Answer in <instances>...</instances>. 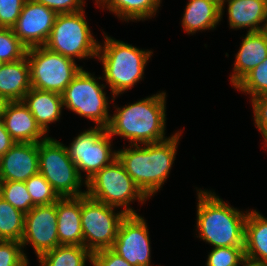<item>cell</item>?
I'll use <instances>...</instances> for the list:
<instances>
[{
  "mask_svg": "<svg viewBox=\"0 0 267 266\" xmlns=\"http://www.w3.org/2000/svg\"><path fill=\"white\" fill-rule=\"evenodd\" d=\"M181 133L161 142L130 145L116 151L127 174L148 198L160 190L170 174Z\"/></svg>",
  "mask_w": 267,
  "mask_h": 266,
  "instance_id": "1",
  "label": "cell"
},
{
  "mask_svg": "<svg viewBox=\"0 0 267 266\" xmlns=\"http://www.w3.org/2000/svg\"><path fill=\"white\" fill-rule=\"evenodd\" d=\"M241 265H243V266H265V265L260 264L259 262L252 261V260H249V259H247V258H245V259L241 262Z\"/></svg>",
  "mask_w": 267,
  "mask_h": 266,
  "instance_id": "39",
  "label": "cell"
},
{
  "mask_svg": "<svg viewBox=\"0 0 267 266\" xmlns=\"http://www.w3.org/2000/svg\"><path fill=\"white\" fill-rule=\"evenodd\" d=\"M39 173L51 184L60 198L80 197L83 180L68 150L60 141L48 137L38 143ZM81 190V191H80Z\"/></svg>",
  "mask_w": 267,
  "mask_h": 266,
  "instance_id": "6",
  "label": "cell"
},
{
  "mask_svg": "<svg viewBox=\"0 0 267 266\" xmlns=\"http://www.w3.org/2000/svg\"><path fill=\"white\" fill-rule=\"evenodd\" d=\"M214 1H216L218 4L222 5L225 0H214Z\"/></svg>",
  "mask_w": 267,
  "mask_h": 266,
  "instance_id": "40",
  "label": "cell"
},
{
  "mask_svg": "<svg viewBox=\"0 0 267 266\" xmlns=\"http://www.w3.org/2000/svg\"><path fill=\"white\" fill-rule=\"evenodd\" d=\"M110 140L111 136L106 128L95 126L81 132L66 147L80 176V170L86 172L85 185L92 176L117 158V152L111 149Z\"/></svg>",
  "mask_w": 267,
  "mask_h": 266,
  "instance_id": "11",
  "label": "cell"
},
{
  "mask_svg": "<svg viewBox=\"0 0 267 266\" xmlns=\"http://www.w3.org/2000/svg\"><path fill=\"white\" fill-rule=\"evenodd\" d=\"M84 14V10L58 14L45 47L74 61L75 57H97L99 43L91 34Z\"/></svg>",
  "mask_w": 267,
  "mask_h": 266,
  "instance_id": "7",
  "label": "cell"
},
{
  "mask_svg": "<svg viewBox=\"0 0 267 266\" xmlns=\"http://www.w3.org/2000/svg\"><path fill=\"white\" fill-rule=\"evenodd\" d=\"M115 208L87 194L81 196L83 246L91 253L112 248L120 222L126 216L123 210L116 213Z\"/></svg>",
  "mask_w": 267,
  "mask_h": 266,
  "instance_id": "10",
  "label": "cell"
},
{
  "mask_svg": "<svg viewBox=\"0 0 267 266\" xmlns=\"http://www.w3.org/2000/svg\"><path fill=\"white\" fill-rule=\"evenodd\" d=\"M57 15L41 3L26 0L12 30L27 49L45 46Z\"/></svg>",
  "mask_w": 267,
  "mask_h": 266,
  "instance_id": "14",
  "label": "cell"
},
{
  "mask_svg": "<svg viewBox=\"0 0 267 266\" xmlns=\"http://www.w3.org/2000/svg\"><path fill=\"white\" fill-rule=\"evenodd\" d=\"M38 260L41 266H86L87 260L92 261V253L84 246L59 245Z\"/></svg>",
  "mask_w": 267,
  "mask_h": 266,
  "instance_id": "25",
  "label": "cell"
},
{
  "mask_svg": "<svg viewBox=\"0 0 267 266\" xmlns=\"http://www.w3.org/2000/svg\"><path fill=\"white\" fill-rule=\"evenodd\" d=\"M41 3L57 14L75 13L83 10L84 0H33ZM84 4V5H83Z\"/></svg>",
  "mask_w": 267,
  "mask_h": 266,
  "instance_id": "35",
  "label": "cell"
},
{
  "mask_svg": "<svg viewBox=\"0 0 267 266\" xmlns=\"http://www.w3.org/2000/svg\"><path fill=\"white\" fill-rule=\"evenodd\" d=\"M244 259V247H216L209 253L206 266H239Z\"/></svg>",
  "mask_w": 267,
  "mask_h": 266,
  "instance_id": "31",
  "label": "cell"
},
{
  "mask_svg": "<svg viewBox=\"0 0 267 266\" xmlns=\"http://www.w3.org/2000/svg\"><path fill=\"white\" fill-rule=\"evenodd\" d=\"M56 211L59 245L83 246L81 196L60 198Z\"/></svg>",
  "mask_w": 267,
  "mask_h": 266,
  "instance_id": "19",
  "label": "cell"
},
{
  "mask_svg": "<svg viewBox=\"0 0 267 266\" xmlns=\"http://www.w3.org/2000/svg\"><path fill=\"white\" fill-rule=\"evenodd\" d=\"M104 36L105 41L103 46L99 43L97 57L103 64L104 80L114 101L116 96L143 79L144 69L153 52Z\"/></svg>",
  "mask_w": 267,
  "mask_h": 266,
  "instance_id": "4",
  "label": "cell"
},
{
  "mask_svg": "<svg viewBox=\"0 0 267 266\" xmlns=\"http://www.w3.org/2000/svg\"><path fill=\"white\" fill-rule=\"evenodd\" d=\"M267 58V33L247 32L236 54L231 83L235 87L248 73Z\"/></svg>",
  "mask_w": 267,
  "mask_h": 266,
  "instance_id": "17",
  "label": "cell"
},
{
  "mask_svg": "<svg viewBox=\"0 0 267 266\" xmlns=\"http://www.w3.org/2000/svg\"><path fill=\"white\" fill-rule=\"evenodd\" d=\"M22 101L45 133H48L50 123L60 119L64 107L61 94L35 88H31Z\"/></svg>",
  "mask_w": 267,
  "mask_h": 266,
  "instance_id": "20",
  "label": "cell"
},
{
  "mask_svg": "<svg viewBox=\"0 0 267 266\" xmlns=\"http://www.w3.org/2000/svg\"><path fill=\"white\" fill-rule=\"evenodd\" d=\"M146 221L138 214L121 220L112 250L134 266H152L150 238Z\"/></svg>",
  "mask_w": 267,
  "mask_h": 266,
  "instance_id": "12",
  "label": "cell"
},
{
  "mask_svg": "<svg viewBox=\"0 0 267 266\" xmlns=\"http://www.w3.org/2000/svg\"><path fill=\"white\" fill-rule=\"evenodd\" d=\"M25 214L0 197V240L21 242Z\"/></svg>",
  "mask_w": 267,
  "mask_h": 266,
  "instance_id": "26",
  "label": "cell"
},
{
  "mask_svg": "<svg viewBox=\"0 0 267 266\" xmlns=\"http://www.w3.org/2000/svg\"><path fill=\"white\" fill-rule=\"evenodd\" d=\"M96 79L101 77L95 78L82 68L62 92L63 106L95 122L96 126L107 128L110 116L108 97L103 91L106 86Z\"/></svg>",
  "mask_w": 267,
  "mask_h": 266,
  "instance_id": "9",
  "label": "cell"
},
{
  "mask_svg": "<svg viewBox=\"0 0 267 266\" xmlns=\"http://www.w3.org/2000/svg\"><path fill=\"white\" fill-rule=\"evenodd\" d=\"M16 142L11 138L10 134L6 131L2 120L0 119V157L9 151V149Z\"/></svg>",
  "mask_w": 267,
  "mask_h": 266,
  "instance_id": "37",
  "label": "cell"
},
{
  "mask_svg": "<svg viewBox=\"0 0 267 266\" xmlns=\"http://www.w3.org/2000/svg\"><path fill=\"white\" fill-rule=\"evenodd\" d=\"M1 120L16 143H39L48 138L23 101H10Z\"/></svg>",
  "mask_w": 267,
  "mask_h": 266,
  "instance_id": "16",
  "label": "cell"
},
{
  "mask_svg": "<svg viewBox=\"0 0 267 266\" xmlns=\"http://www.w3.org/2000/svg\"><path fill=\"white\" fill-rule=\"evenodd\" d=\"M5 63L3 61L0 60V70L2 68V66L4 65Z\"/></svg>",
  "mask_w": 267,
  "mask_h": 266,
  "instance_id": "41",
  "label": "cell"
},
{
  "mask_svg": "<svg viewBox=\"0 0 267 266\" xmlns=\"http://www.w3.org/2000/svg\"><path fill=\"white\" fill-rule=\"evenodd\" d=\"M86 186L89 197L108 206L125 207V214H138L130 207L133 200L143 204L148 199L127 174L118 158L92 176Z\"/></svg>",
  "mask_w": 267,
  "mask_h": 266,
  "instance_id": "5",
  "label": "cell"
},
{
  "mask_svg": "<svg viewBox=\"0 0 267 266\" xmlns=\"http://www.w3.org/2000/svg\"><path fill=\"white\" fill-rule=\"evenodd\" d=\"M235 88L250 94L251 99L267 93V58L248 73Z\"/></svg>",
  "mask_w": 267,
  "mask_h": 266,
  "instance_id": "29",
  "label": "cell"
},
{
  "mask_svg": "<svg viewBox=\"0 0 267 266\" xmlns=\"http://www.w3.org/2000/svg\"><path fill=\"white\" fill-rule=\"evenodd\" d=\"M1 181L25 182L39 173L38 143H15L0 157Z\"/></svg>",
  "mask_w": 267,
  "mask_h": 266,
  "instance_id": "15",
  "label": "cell"
},
{
  "mask_svg": "<svg viewBox=\"0 0 267 266\" xmlns=\"http://www.w3.org/2000/svg\"><path fill=\"white\" fill-rule=\"evenodd\" d=\"M10 101L3 95L0 94V119L6 111V108Z\"/></svg>",
  "mask_w": 267,
  "mask_h": 266,
  "instance_id": "38",
  "label": "cell"
},
{
  "mask_svg": "<svg viewBox=\"0 0 267 266\" xmlns=\"http://www.w3.org/2000/svg\"><path fill=\"white\" fill-rule=\"evenodd\" d=\"M245 258L267 266V218L258 211L248 212L244 235Z\"/></svg>",
  "mask_w": 267,
  "mask_h": 266,
  "instance_id": "22",
  "label": "cell"
},
{
  "mask_svg": "<svg viewBox=\"0 0 267 266\" xmlns=\"http://www.w3.org/2000/svg\"><path fill=\"white\" fill-rule=\"evenodd\" d=\"M26 0H0V27L12 28Z\"/></svg>",
  "mask_w": 267,
  "mask_h": 266,
  "instance_id": "33",
  "label": "cell"
},
{
  "mask_svg": "<svg viewBox=\"0 0 267 266\" xmlns=\"http://www.w3.org/2000/svg\"><path fill=\"white\" fill-rule=\"evenodd\" d=\"M93 266H134L129 264L111 248L92 253Z\"/></svg>",
  "mask_w": 267,
  "mask_h": 266,
  "instance_id": "36",
  "label": "cell"
},
{
  "mask_svg": "<svg viewBox=\"0 0 267 266\" xmlns=\"http://www.w3.org/2000/svg\"><path fill=\"white\" fill-rule=\"evenodd\" d=\"M21 242L0 240V266H28Z\"/></svg>",
  "mask_w": 267,
  "mask_h": 266,
  "instance_id": "32",
  "label": "cell"
},
{
  "mask_svg": "<svg viewBox=\"0 0 267 266\" xmlns=\"http://www.w3.org/2000/svg\"><path fill=\"white\" fill-rule=\"evenodd\" d=\"M228 2V20L232 29L249 28L247 32L263 31L267 23V0H225ZM261 23L262 26H259Z\"/></svg>",
  "mask_w": 267,
  "mask_h": 266,
  "instance_id": "18",
  "label": "cell"
},
{
  "mask_svg": "<svg viewBox=\"0 0 267 266\" xmlns=\"http://www.w3.org/2000/svg\"><path fill=\"white\" fill-rule=\"evenodd\" d=\"M32 88L30 68L26 55L17 61L5 63L0 70V94L9 101H22Z\"/></svg>",
  "mask_w": 267,
  "mask_h": 266,
  "instance_id": "21",
  "label": "cell"
},
{
  "mask_svg": "<svg viewBox=\"0 0 267 266\" xmlns=\"http://www.w3.org/2000/svg\"><path fill=\"white\" fill-rule=\"evenodd\" d=\"M0 197L24 214L33 208V202L25 182L1 181Z\"/></svg>",
  "mask_w": 267,
  "mask_h": 266,
  "instance_id": "27",
  "label": "cell"
},
{
  "mask_svg": "<svg viewBox=\"0 0 267 266\" xmlns=\"http://www.w3.org/2000/svg\"><path fill=\"white\" fill-rule=\"evenodd\" d=\"M27 48L15 36L12 28L0 27V60L4 63L22 59Z\"/></svg>",
  "mask_w": 267,
  "mask_h": 266,
  "instance_id": "30",
  "label": "cell"
},
{
  "mask_svg": "<svg viewBox=\"0 0 267 266\" xmlns=\"http://www.w3.org/2000/svg\"><path fill=\"white\" fill-rule=\"evenodd\" d=\"M166 92L139 100L133 104L116 108L107 126L112 137L119 135L128 139L131 145L157 143L165 137Z\"/></svg>",
  "mask_w": 267,
  "mask_h": 266,
  "instance_id": "2",
  "label": "cell"
},
{
  "mask_svg": "<svg viewBox=\"0 0 267 266\" xmlns=\"http://www.w3.org/2000/svg\"><path fill=\"white\" fill-rule=\"evenodd\" d=\"M199 238L216 247H244L247 212L225 203L215 192L197 190Z\"/></svg>",
  "mask_w": 267,
  "mask_h": 266,
  "instance_id": "3",
  "label": "cell"
},
{
  "mask_svg": "<svg viewBox=\"0 0 267 266\" xmlns=\"http://www.w3.org/2000/svg\"><path fill=\"white\" fill-rule=\"evenodd\" d=\"M32 88L62 94L83 68L76 62L45 46L27 49Z\"/></svg>",
  "mask_w": 267,
  "mask_h": 266,
  "instance_id": "8",
  "label": "cell"
},
{
  "mask_svg": "<svg viewBox=\"0 0 267 266\" xmlns=\"http://www.w3.org/2000/svg\"><path fill=\"white\" fill-rule=\"evenodd\" d=\"M99 7H107L112 13L116 14L122 20H145L153 17L161 0H98Z\"/></svg>",
  "mask_w": 267,
  "mask_h": 266,
  "instance_id": "24",
  "label": "cell"
},
{
  "mask_svg": "<svg viewBox=\"0 0 267 266\" xmlns=\"http://www.w3.org/2000/svg\"><path fill=\"white\" fill-rule=\"evenodd\" d=\"M29 195L31 196L33 207L49 205L57 202L60 197L54 191L51 184L40 173L31 176L25 181Z\"/></svg>",
  "mask_w": 267,
  "mask_h": 266,
  "instance_id": "28",
  "label": "cell"
},
{
  "mask_svg": "<svg viewBox=\"0 0 267 266\" xmlns=\"http://www.w3.org/2000/svg\"><path fill=\"white\" fill-rule=\"evenodd\" d=\"M221 21V5L214 0H189L182 19L188 34L199 30L214 29Z\"/></svg>",
  "mask_w": 267,
  "mask_h": 266,
  "instance_id": "23",
  "label": "cell"
},
{
  "mask_svg": "<svg viewBox=\"0 0 267 266\" xmlns=\"http://www.w3.org/2000/svg\"><path fill=\"white\" fill-rule=\"evenodd\" d=\"M57 229L56 202L33 207L25 214L22 248L24 249L28 243L31 244L39 259L46 252L59 246Z\"/></svg>",
  "mask_w": 267,
  "mask_h": 266,
  "instance_id": "13",
  "label": "cell"
},
{
  "mask_svg": "<svg viewBox=\"0 0 267 266\" xmlns=\"http://www.w3.org/2000/svg\"><path fill=\"white\" fill-rule=\"evenodd\" d=\"M264 31L267 33V23H266V27H265Z\"/></svg>",
  "mask_w": 267,
  "mask_h": 266,
  "instance_id": "42",
  "label": "cell"
},
{
  "mask_svg": "<svg viewBox=\"0 0 267 266\" xmlns=\"http://www.w3.org/2000/svg\"><path fill=\"white\" fill-rule=\"evenodd\" d=\"M254 113V123L261 132L267 145V93L251 99Z\"/></svg>",
  "mask_w": 267,
  "mask_h": 266,
  "instance_id": "34",
  "label": "cell"
}]
</instances>
